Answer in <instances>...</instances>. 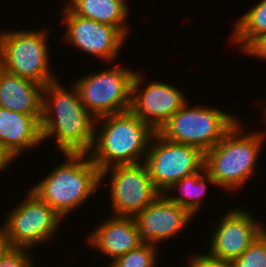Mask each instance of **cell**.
I'll return each instance as SVG.
<instances>
[{
  "label": "cell",
  "mask_w": 266,
  "mask_h": 267,
  "mask_svg": "<svg viewBox=\"0 0 266 267\" xmlns=\"http://www.w3.org/2000/svg\"><path fill=\"white\" fill-rule=\"evenodd\" d=\"M68 91L55 80L43 88L41 133L43 141L55 137L62 153H89L96 118L81 103L74 85Z\"/></svg>",
  "instance_id": "cell-1"
},
{
  "label": "cell",
  "mask_w": 266,
  "mask_h": 267,
  "mask_svg": "<svg viewBox=\"0 0 266 267\" xmlns=\"http://www.w3.org/2000/svg\"><path fill=\"white\" fill-rule=\"evenodd\" d=\"M99 121H102L100 131L98 128L95 130L93 147L88 154L100 172L117 165L145 161L156 133L149 124L142 122L130 110L96 119L97 123Z\"/></svg>",
  "instance_id": "cell-2"
},
{
  "label": "cell",
  "mask_w": 266,
  "mask_h": 267,
  "mask_svg": "<svg viewBox=\"0 0 266 267\" xmlns=\"http://www.w3.org/2000/svg\"><path fill=\"white\" fill-rule=\"evenodd\" d=\"M62 155L66 160L30 190L66 218L98 190L101 172L87 153Z\"/></svg>",
  "instance_id": "cell-3"
},
{
  "label": "cell",
  "mask_w": 266,
  "mask_h": 267,
  "mask_svg": "<svg viewBox=\"0 0 266 267\" xmlns=\"http://www.w3.org/2000/svg\"><path fill=\"white\" fill-rule=\"evenodd\" d=\"M239 121L210 150L204 153V167L216 186L236 191L252 175L266 139L265 132L243 134ZM260 151V152H259ZM255 171V172H254Z\"/></svg>",
  "instance_id": "cell-4"
},
{
  "label": "cell",
  "mask_w": 266,
  "mask_h": 267,
  "mask_svg": "<svg viewBox=\"0 0 266 267\" xmlns=\"http://www.w3.org/2000/svg\"><path fill=\"white\" fill-rule=\"evenodd\" d=\"M47 31L42 29L0 32V68L46 86L57 79L49 68ZM52 71V72H51Z\"/></svg>",
  "instance_id": "cell-5"
},
{
  "label": "cell",
  "mask_w": 266,
  "mask_h": 267,
  "mask_svg": "<svg viewBox=\"0 0 266 267\" xmlns=\"http://www.w3.org/2000/svg\"><path fill=\"white\" fill-rule=\"evenodd\" d=\"M238 122L228 112L188 102L159 129L167 140L192 145L203 153L213 148Z\"/></svg>",
  "instance_id": "cell-6"
},
{
  "label": "cell",
  "mask_w": 266,
  "mask_h": 267,
  "mask_svg": "<svg viewBox=\"0 0 266 267\" xmlns=\"http://www.w3.org/2000/svg\"><path fill=\"white\" fill-rule=\"evenodd\" d=\"M132 68L109 67L75 80L81 103L96 119L130 109Z\"/></svg>",
  "instance_id": "cell-7"
},
{
  "label": "cell",
  "mask_w": 266,
  "mask_h": 267,
  "mask_svg": "<svg viewBox=\"0 0 266 267\" xmlns=\"http://www.w3.org/2000/svg\"><path fill=\"white\" fill-rule=\"evenodd\" d=\"M25 197L22 204L5 215L1 229L12 247L32 250L56 236L63 218L31 190Z\"/></svg>",
  "instance_id": "cell-8"
},
{
  "label": "cell",
  "mask_w": 266,
  "mask_h": 267,
  "mask_svg": "<svg viewBox=\"0 0 266 267\" xmlns=\"http://www.w3.org/2000/svg\"><path fill=\"white\" fill-rule=\"evenodd\" d=\"M144 163L155 188L163 194L173 183L198 172L204 166V153L195 146L167 140L157 131Z\"/></svg>",
  "instance_id": "cell-9"
},
{
  "label": "cell",
  "mask_w": 266,
  "mask_h": 267,
  "mask_svg": "<svg viewBox=\"0 0 266 267\" xmlns=\"http://www.w3.org/2000/svg\"><path fill=\"white\" fill-rule=\"evenodd\" d=\"M111 171V172H110ZM111 173L110 201L116 216L135 217L161 193L155 188L146 164L117 165L101 171L102 181Z\"/></svg>",
  "instance_id": "cell-10"
},
{
  "label": "cell",
  "mask_w": 266,
  "mask_h": 267,
  "mask_svg": "<svg viewBox=\"0 0 266 267\" xmlns=\"http://www.w3.org/2000/svg\"><path fill=\"white\" fill-rule=\"evenodd\" d=\"M142 82V75L135 72L129 110L157 132L188 100L182 91L166 81H150L141 89Z\"/></svg>",
  "instance_id": "cell-11"
},
{
  "label": "cell",
  "mask_w": 266,
  "mask_h": 267,
  "mask_svg": "<svg viewBox=\"0 0 266 267\" xmlns=\"http://www.w3.org/2000/svg\"><path fill=\"white\" fill-rule=\"evenodd\" d=\"M64 8L61 20L66 25L64 42L107 63L116 59L126 40L116 27L76 15L67 6Z\"/></svg>",
  "instance_id": "cell-12"
},
{
  "label": "cell",
  "mask_w": 266,
  "mask_h": 267,
  "mask_svg": "<svg viewBox=\"0 0 266 267\" xmlns=\"http://www.w3.org/2000/svg\"><path fill=\"white\" fill-rule=\"evenodd\" d=\"M241 209L228 210L219 218L211 238L209 255L233 261L246 251L249 245L266 228L254 216Z\"/></svg>",
  "instance_id": "cell-13"
},
{
  "label": "cell",
  "mask_w": 266,
  "mask_h": 267,
  "mask_svg": "<svg viewBox=\"0 0 266 267\" xmlns=\"http://www.w3.org/2000/svg\"><path fill=\"white\" fill-rule=\"evenodd\" d=\"M194 216L185 208L170 202L160 194L135 217L140 241L143 244L158 246L162 240L182 232Z\"/></svg>",
  "instance_id": "cell-14"
},
{
  "label": "cell",
  "mask_w": 266,
  "mask_h": 267,
  "mask_svg": "<svg viewBox=\"0 0 266 267\" xmlns=\"http://www.w3.org/2000/svg\"><path fill=\"white\" fill-rule=\"evenodd\" d=\"M88 236L87 243L108 255L110 263L143 244L134 217L113 215L105 218Z\"/></svg>",
  "instance_id": "cell-15"
},
{
  "label": "cell",
  "mask_w": 266,
  "mask_h": 267,
  "mask_svg": "<svg viewBox=\"0 0 266 267\" xmlns=\"http://www.w3.org/2000/svg\"><path fill=\"white\" fill-rule=\"evenodd\" d=\"M41 117L0 107V144L14 160L43 141Z\"/></svg>",
  "instance_id": "cell-16"
},
{
  "label": "cell",
  "mask_w": 266,
  "mask_h": 267,
  "mask_svg": "<svg viewBox=\"0 0 266 267\" xmlns=\"http://www.w3.org/2000/svg\"><path fill=\"white\" fill-rule=\"evenodd\" d=\"M44 86L0 68V107L42 116Z\"/></svg>",
  "instance_id": "cell-17"
},
{
  "label": "cell",
  "mask_w": 266,
  "mask_h": 267,
  "mask_svg": "<svg viewBox=\"0 0 266 267\" xmlns=\"http://www.w3.org/2000/svg\"><path fill=\"white\" fill-rule=\"evenodd\" d=\"M128 6L126 0H74L68 7L76 15L116 27L126 37L130 25L126 23Z\"/></svg>",
  "instance_id": "cell-18"
},
{
  "label": "cell",
  "mask_w": 266,
  "mask_h": 267,
  "mask_svg": "<svg viewBox=\"0 0 266 267\" xmlns=\"http://www.w3.org/2000/svg\"><path fill=\"white\" fill-rule=\"evenodd\" d=\"M216 185L214 179L206 172L203 166L198 172L190 174L180 181L173 183L163 195L170 201L182 208L187 209L193 216L200 210L203 196L207 190V184ZM179 189L181 196H170L169 191ZM168 193V194H167ZM202 200V201H201Z\"/></svg>",
  "instance_id": "cell-19"
},
{
  "label": "cell",
  "mask_w": 266,
  "mask_h": 267,
  "mask_svg": "<svg viewBox=\"0 0 266 267\" xmlns=\"http://www.w3.org/2000/svg\"><path fill=\"white\" fill-rule=\"evenodd\" d=\"M232 43L240 44V52L246 53L259 39L266 35V0H262L235 22Z\"/></svg>",
  "instance_id": "cell-20"
},
{
  "label": "cell",
  "mask_w": 266,
  "mask_h": 267,
  "mask_svg": "<svg viewBox=\"0 0 266 267\" xmlns=\"http://www.w3.org/2000/svg\"><path fill=\"white\" fill-rule=\"evenodd\" d=\"M157 246L142 244L140 247L116 258L110 267H156L158 264Z\"/></svg>",
  "instance_id": "cell-21"
},
{
  "label": "cell",
  "mask_w": 266,
  "mask_h": 267,
  "mask_svg": "<svg viewBox=\"0 0 266 267\" xmlns=\"http://www.w3.org/2000/svg\"><path fill=\"white\" fill-rule=\"evenodd\" d=\"M232 262L234 267H266V228L246 251Z\"/></svg>",
  "instance_id": "cell-22"
},
{
  "label": "cell",
  "mask_w": 266,
  "mask_h": 267,
  "mask_svg": "<svg viewBox=\"0 0 266 267\" xmlns=\"http://www.w3.org/2000/svg\"><path fill=\"white\" fill-rule=\"evenodd\" d=\"M29 248L12 247L1 259L0 267H34Z\"/></svg>",
  "instance_id": "cell-23"
},
{
  "label": "cell",
  "mask_w": 266,
  "mask_h": 267,
  "mask_svg": "<svg viewBox=\"0 0 266 267\" xmlns=\"http://www.w3.org/2000/svg\"><path fill=\"white\" fill-rule=\"evenodd\" d=\"M188 261V267H234L232 261L219 259L208 253L194 254Z\"/></svg>",
  "instance_id": "cell-24"
},
{
  "label": "cell",
  "mask_w": 266,
  "mask_h": 267,
  "mask_svg": "<svg viewBox=\"0 0 266 267\" xmlns=\"http://www.w3.org/2000/svg\"><path fill=\"white\" fill-rule=\"evenodd\" d=\"M245 54L266 60V35L259 39Z\"/></svg>",
  "instance_id": "cell-25"
},
{
  "label": "cell",
  "mask_w": 266,
  "mask_h": 267,
  "mask_svg": "<svg viewBox=\"0 0 266 267\" xmlns=\"http://www.w3.org/2000/svg\"><path fill=\"white\" fill-rule=\"evenodd\" d=\"M12 246L4 231L0 228V261L11 250Z\"/></svg>",
  "instance_id": "cell-26"
},
{
  "label": "cell",
  "mask_w": 266,
  "mask_h": 267,
  "mask_svg": "<svg viewBox=\"0 0 266 267\" xmlns=\"http://www.w3.org/2000/svg\"><path fill=\"white\" fill-rule=\"evenodd\" d=\"M14 159L8 154V152L0 144V172L7 169Z\"/></svg>",
  "instance_id": "cell-27"
},
{
  "label": "cell",
  "mask_w": 266,
  "mask_h": 267,
  "mask_svg": "<svg viewBox=\"0 0 266 267\" xmlns=\"http://www.w3.org/2000/svg\"><path fill=\"white\" fill-rule=\"evenodd\" d=\"M263 113H264V115H263V116H264V119H263V120H264V122H262V123H265V126H266V108H265V110H264V112H263Z\"/></svg>",
  "instance_id": "cell-28"
},
{
  "label": "cell",
  "mask_w": 266,
  "mask_h": 267,
  "mask_svg": "<svg viewBox=\"0 0 266 267\" xmlns=\"http://www.w3.org/2000/svg\"><path fill=\"white\" fill-rule=\"evenodd\" d=\"M74 0H70L69 2H67V7L73 2Z\"/></svg>",
  "instance_id": "cell-29"
}]
</instances>
